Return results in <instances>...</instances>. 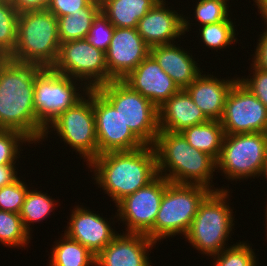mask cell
<instances>
[{
    "instance_id": "1",
    "label": "cell",
    "mask_w": 267,
    "mask_h": 266,
    "mask_svg": "<svg viewBox=\"0 0 267 266\" xmlns=\"http://www.w3.org/2000/svg\"><path fill=\"white\" fill-rule=\"evenodd\" d=\"M43 68L0 59V128L22 133L31 143L43 140L45 127L34 108V82Z\"/></svg>"
},
{
    "instance_id": "2",
    "label": "cell",
    "mask_w": 267,
    "mask_h": 266,
    "mask_svg": "<svg viewBox=\"0 0 267 266\" xmlns=\"http://www.w3.org/2000/svg\"><path fill=\"white\" fill-rule=\"evenodd\" d=\"M88 165L94 172L95 184L102 187L115 205L158 175L156 153L148 145L132 151L99 154Z\"/></svg>"
},
{
    "instance_id": "3",
    "label": "cell",
    "mask_w": 267,
    "mask_h": 266,
    "mask_svg": "<svg viewBox=\"0 0 267 266\" xmlns=\"http://www.w3.org/2000/svg\"><path fill=\"white\" fill-rule=\"evenodd\" d=\"M153 148L157 172L169 182L202 185L212 191L223 189L212 186L217 161L189 145L180 132L160 130Z\"/></svg>"
},
{
    "instance_id": "4",
    "label": "cell",
    "mask_w": 267,
    "mask_h": 266,
    "mask_svg": "<svg viewBox=\"0 0 267 266\" xmlns=\"http://www.w3.org/2000/svg\"><path fill=\"white\" fill-rule=\"evenodd\" d=\"M60 39L57 17L48 9L21 12L18 15L16 47L9 59L52 68Z\"/></svg>"
},
{
    "instance_id": "5",
    "label": "cell",
    "mask_w": 267,
    "mask_h": 266,
    "mask_svg": "<svg viewBox=\"0 0 267 266\" xmlns=\"http://www.w3.org/2000/svg\"><path fill=\"white\" fill-rule=\"evenodd\" d=\"M229 189L211 191L200 203L191 226L183 237L201 254L213 256L228 248L229 234L235 224L229 207ZM226 245V246H225Z\"/></svg>"
},
{
    "instance_id": "6",
    "label": "cell",
    "mask_w": 267,
    "mask_h": 266,
    "mask_svg": "<svg viewBox=\"0 0 267 266\" xmlns=\"http://www.w3.org/2000/svg\"><path fill=\"white\" fill-rule=\"evenodd\" d=\"M211 191L202 185L169 182L153 225V241L185 236L200 203Z\"/></svg>"
},
{
    "instance_id": "7",
    "label": "cell",
    "mask_w": 267,
    "mask_h": 266,
    "mask_svg": "<svg viewBox=\"0 0 267 266\" xmlns=\"http://www.w3.org/2000/svg\"><path fill=\"white\" fill-rule=\"evenodd\" d=\"M96 90L120 113L124 123L144 144L153 146L159 129L158 108L123 80H112Z\"/></svg>"
},
{
    "instance_id": "8",
    "label": "cell",
    "mask_w": 267,
    "mask_h": 266,
    "mask_svg": "<svg viewBox=\"0 0 267 266\" xmlns=\"http://www.w3.org/2000/svg\"><path fill=\"white\" fill-rule=\"evenodd\" d=\"M53 127V128H52ZM52 130H51V129ZM50 130V131H49ZM71 146L88 164L98 156V142L93 109V89L74 106L54 119L45 129L43 141L52 131Z\"/></svg>"
},
{
    "instance_id": "9",
    "label": "cell",
    "mask_w": 267,
    "mask_h": 266,
    "mask_svg": "<svg viewBox=\"0 0 267 266\" xmlns=\"http://www.w3.org/2000/svg\"><path fill=\"white\" fill-rule=\"evenodd\" d=\"M267 156V133L225 134L217 159L228 181L259 177Z\"/></svg>"
},
{
    "instance_id": "10",
    "label": "cell",
    "mask_w": 267,
    "mask_h": 266,
    "mask_svg": "<svg viewBox=\"0 0 267 266\" xmlns=\"http://www.w3.org/2000/svg\"><path fill=\"white\" fill-rule=\"evenodd\" d=\"M78 81L52 68H43L36 75L33 98L35 114L37 120L45 128L61 113L74 106L89 91L86 86H82L83 82Z\"/></svg>"
},
{
    "instance_id": "11",
    "label": "cell",
    "mask_w": 267,
    "mask_h": 266,
    "mask_svg": "<svg viewBox=\"0 0 267 266\" xmlns=\"http://www.w3.org/2000/svg\"><path fill=\"white\" fill-rule=\"evenodd\" d=\"M52 69L83 81L88 89H96L113 80L108 73L105 52L87 39L62 42Z\"/></svg>"
},
{
    "instance_id": "12",
    "label": "cell",
    "mask_w": 267,
    "mask_h": 266,
    "mask_svg": "<svg viewBox=\"0 0 267 266\" xmlns=\"http://www.w3.org/2000/svg\"><path fill=\"white\" fill-rule=\"evenodd\" d=\"M169 181L157 175L143 188L138 189L120 200L115 206L114 216L121 220L125 226L124 233L145 234L153 240V225L156 220L164 191Z\"/></svg>"
},
{
    "instance_id": "13",
    "label": "cell",
    "mask_w": 267,
    "mask_h": 266,
    "mask_svg": "<svg viewBox=\"0 0 267 266\" xmlns=\"http://www.w3.org/2000/svg\"><path fill=\"white\" fill-rule=\"evenodd\" d=\"M220 122L224 134L267 133V108L238 80L227 96Z\"/></svg>"
},
{
    "instance_id": "14",
    "label": "cell",
    "mask_w": 267,
    "mask_h": 266,
    "mask_svg": "<svg viewBox=\"0 0 267 266\" xmlns=\"http://www.w3.org/2000/svg\"><path fill=\"white\" fill-rule=\"evenodd\" d=\"M93 109L98 155L145 146L124 123L120 113L96 89H93Z\"/></svg>"
},
{
    "instance_id": "15",
    "label": "cell",
    "mask_w": 267,
    "mask_h": 266,
    "mask_svg": "<svg viewBox=\"0 0 267 266\" xmlns=\"http://www.w3.org/2000/svg\"><path fill=\"white\" fill-rule=\"evenodd\" d=\"M166 2L160 0L138 21V34L150 48L176 43V39L193 26L187 16L178 14V10H170Z\"/></svg>"
},
{
    "instance_id": "16",
    "label": "cell",
    "mask_w": 267,
    "mask_h": 266,
    "mask_svg": "<svg viewBox=\"0 0 267 266\" xmlns=\"http://www.w3.org/2000/svg\"><path fill=\"white\" fill-rule=\"evenodd\" d=\"M149 54L150 47L137 28H115L105 53L109 76L113 80H122Z\"/></svg>"
},
{
    "instance_id": "17",
    "label": "cell",
    "mask_w": 267,
    "mask_h": 266,
    "mask_svg": "<svg viewBox=\"0 0 267 266\" xmlns=\"http://www.w3.org/2000/svg\"><path fill=\"white\" fill-rule=\"evenodd\" d=\"M71 212L63 234L81 243L95 256L119 234L112 228L111 223L106 221L107 218L82 205L76 206Z\"/></svg>"
},
{
    "instance_id": "18",
    "label": "cell",
    "mask_w": 267,
    "mask_h": 266,
    "mask_svg": "<svg viewBox=\"0 0 267 266\" xmlns=\"http://www.w3.org/2000/svg\"><path fill=\"white\" fill-rule=\"evenodd\" d=\"M122 80L157 108L180 90L151 54Z\"/></svg>"
},
{
    "instance_id": "19",
    "label": "cell",
    "mask_w": 267,
    "mask_h": 266,
    "mask_svg": "<svg viewBox=\"0 0 267 266\" xmlns=\"http://www.w3.org/2000/svg\"><path fill=\"white\" fill-rule=\"evenodd\" d=\"M156 243L145 234L120 233L96 255L95 266H151L148 254Z\"/></svg>"
},
{
    "instance_id": "20",
    "label": "cell",
    "mask_w": 267,
    "mask_h": 266,
    "mask_svg": "<svg viewBox=\"0 0 267 266\" xmlns=\"http://www.w3.org/2000/svg\"><path fill=\"white\" fill-rule=\"evenodd\" d=\"M200 74L185 90L208 120L220 121L227 96L239 78L219 79Z\"/></svg>"
},
{
    "instance_id": "21",
    "label": "cell",
    "mask_w": 267,
    "mask_h": 266,
    "mask_svg": "<svg viewBox=\"0 0 267 266\" xmlns=\"http://www.w3.org/2000/svg\"><path fill=\"white\" fill-rule=\"evenodd\" d=\"M158 111L159 129L164 131L181 132L185 128L208 121L185 89L172 95Z\"/></svg>"
},
{
    "instance_id": "22",
    "label": "cell",
    "mask_w": 267,
    "mask_h": 266,
    "mask_svg": "<svg viewBox=\"0 0 267 266\" xmlns=\"http://www.w3.org/2000/svg\"><path fill=\"white\" fill-rule=\"evenodd\" d=\"M181 48L175 43L157 45L150 48V54L177 86L185 89L203 72L192 54Z\"/></svg>"
},
{
    "instance_id": "23",
    "label": "cell",
    "mask_w": 267,
    "mask_h": 266,
    "mask_svg": "<svg viewBox=\"0 0 267 266\" xmlns=\"http://www.w3.org/2000/svg\"><path fill=\"white\" fill-rule=\"evenodd\" d=\"M160 0H100L101 13L115 28H137L138 21Z\"/></svg>"
},
{
    "instance_id": "24",
    "label": "cell",
    "mask_w": 267,
    "mask_h": 266,
    "mask_svg": "<svg viewBox=\"0 0 267 266\" xmlns=\"http://www.w3.org/2000/svg\"><path fill=\"white\" fill-rule=\"evenodd\" d=\"M180 133L189 145L207 153L217 161L225 135L220 121L208 120L205 123L185 128Z\"/></svg>"
},
{
    "instance_id": "25",
    "label": "cell",
    "mask_w": 267,
    "mask_h": 266,
    "mask_svg": "<svg viewBox=\"0 0 267 266\" xmlns=\"http://www.w3.org/2000/svg\"><path fill=\"white\" fill-rule=\"evenodd\" d=\"M101 12L100 0H92L85 8L72 15L57 18L60 43L87 39L94 19Z\"/></svg>"
},
{
    "instance_id": "26",
    "label": "cell",
    "mask_w": 267,
    "mask_h": 266,
    "mask_svg": "<svg viewBox=\"0 0 267 266\" xmlns=\"http://www.w3.org/2000/svg\"><path fill=\"white\" fill-rule=\"evenodd\" d=\"M53 246L49 266H95L96 256L66 234Z\"/></svg>"
},
{
    "instance_id": "27",
    "label": "cell",
    "mask_w": 267,
    "mask_h": 266,
    "mask_svg": "<svg viewBox=\"0 0 267 266\" xmlns=\"http://www.w3.org/2000/svg\"><path fill=\"white\" fill-rule=\"evenodd\" d=\"M56 202L58 201H54L47 193L44 194L42 191L28 189L19 215L22 218L25 230L29 234L32 233L30 232L32 231V228H30L31 223L34 224L47 218L55 209V205H58Z\"/></svg>"
},
{
    "instance_id": "28",
    "label": "cell",
    "mask_w": 267,
    "mask_h": 266,
    "mask_svg": "<svg viewBox=\"0 0 267 266\" xmlns=\"http://www.w3.org/2000/svg\"><path fill=\"white\" fill-rule=\"evenodd\" d=\"M18 11L11 0L0 1V57L9 58L16 47Z\"/></svg>"
},
{
    "instance_id": "29",
    "label": "cell",
    "mask_w": 267,
    "mask_h": 266,
    "mask_svg": "<svg viewBox=\"0 0 267 266\" xmlns=\"http://www.w3.org/2000/svg\"><path fill=\"white\" fill-rule=\"evenodd\" d=\"M31 235L25 230L19 214L0 210V243L2 245L24 248L30 243Z\"/></svg>"
},
{
    "instance_id": "30",
    "label": "cell",
    "mask_w": 267,
    "mask_h": 266,
    "mask_svg": "<svg viewBox=\"0 0 267 266\" xmlns=\"http://www.w3.org/2000/svg\"><path fill=\"white\" fill-rule=\"evenodd\" d=\"M235 26L231 18L215 24L203 25L199 28L201 41L211 50L217 51L229 47L228 45L238 41L235 36Z\"/></svg>"
},
{
    "instance_id": "31",
    "label": "cell",
    "mask_w": 267,
    "mask_h": 266,
    "mask_svg": "<svg viewBox=\"0 0 267 266\" xmlns=\"http://www.w3.org/2000/svg\"><path fill=\"white\" fill-rule=\"evenodd\" d=\"M253 250L251 244L240 241L213 255L212 264L213 266H256L257 257Z\"/></svg>"
},
{
    "instance_id": "32",
    "label": "cell",
    "mask_w": 267,
    "mask_h": 266,
    "mask_svg": "<svg viewBox=\"0 0 267 266\" xmlns=\"http://www.w3.org/2000/svg\"><path fill=\"white\" fill-rule=\"evenodd\" d=\"M229 0H198L196 3L195 17L200 26L215 24L220 21H226L229 15ZM228 2V3H227Z\"/></svg>"
},
{
    "instance_id": "33",
    "label": "cell",
    "mask_w": 267,
    "mask_h": 266,
    "mask_svg": "<svg viewBox=\"0 0 267 266\" xmlns=\"http://www.w3.org/2000/svg\"><path fill=\"white\" fill-rule=\"evenodd\" d=\"M32 144L22 133L14 130L0 131V164H15L19 158L21 145ZM20 150V151H19ZM16 160V161H15Z\"/></svg>"
},
{
    "instance_id": "34",
    "label": "cell",
    "mask_w": 267,
    "mask_h": 266,
    "mask_svg": "<svg viewBox=\"0 0 267 266\" xmlns=\"http://www.w3.org/2000/svg\"><path fill=\"white\" fill-rule=\"evenodd\" d=\"M27 183L16 180L14 183L0 188V210L19 214L28 191Z\"/></svg>"
},
{
    "instance_id": "35",
    "label": "cell",
    "mask_w": 267,
    "mask_h": 266,
    "mask_svg": "<svg viewBox=\"0 0 267 266\" xmlns=\"http://www.w3.org/2000/svg\"><path fill=\"white\" fill-rule=\"evenodd\" d=\"M115 27L100 12L94 19L87 40L96 48L107 52Z\"/></svg>"
},
{
    "instance_id": "36",
    "label": "cell",
    "mask_w": 267,
    "mask_h": 266,
    "mask_svg": "<svg viewBox=\"0 0 267 266\" xmlns=\"http://www.w3.org/2000/svg\"><path fill=\"white\" fill-rule=\"evenodd\" d=\"M252 76L247 78L238 77L239 81L254 94L267 108V71L258 68L253 62L250 67Z\"/></svg>"
},
{
    "instance_id": "37",
    "label": "cell",
    "mask_w": 267,
    "mask_h": 266,
    "mask_svg": "<svg viewBox=\"0 0 267 266\" xmlns=\"http://www.w3.org/2000/svg\"><path fill=\"white\" fill-rule=\"evenodd\" d=\"M92 0H50L47 9L57 18L72 15L85 8Z\"/></svg>"
},
{
    "instance_id": "38",
    "label": "cell",
    "mask_w": 267,
    "mask_h": 266,
    "mask_svg": "<svg viewBox=\"0 0 267 266\" xmlns=\"http://www.w3.org/2000/svg\"><path fill=\"white\" fill-rule=\"evenodd\" d=\"M258 44L256 43V51L253 54L252 62L263 70L267 71V25L265 31L259 35Z\"/></svg>"
},
{
    "instance_id": "39",
    "label": "cell",
    "mask_w": 267,
    "mask_h": 266,
    "mask_svg": "<svg viewBox=\"0 0 267 266\" xmlns=\"http://www.w3.org/2000/svg\"><path fill=\"white\" fill-rule=\"evenodd\" d=\"M18 13L47 9L50 0H11Z\"/></svg>"
},
{
    "instance_id": "40",
    "label": "cell",
    "mask_w": 267,
    "mask_h": 266,
    "mask_svg": "<svg viewBox=\"0 0 267 266\" xmlns=\"http://www.w3.org/2000/svg\"><path fill=\"white\" fill-rule=\"evenodd\" d=\"M16 168L15 164H0V188L8 186L19 179Z\"/></svg>"
},
{
    "instance_id": "41",
    "label": "cell",
    "mask_w": 267,
    "mask_h": 266,
    "mask_svg": "<svg viewBox=\"0 0 267 266\" xmlns=\"http://www.w3.org/2000/svg\"><path fill=\"white\" fill-rule=\"evenodd\" d=\"M254 5H257L258 12L261 14L262 20H264V23L267 25V0H253ZM260 10V11H259Z\"/></svg>"
},
{
    "instance_id": "42",
    "label": "cell",
    "mask_w": 267,
    "mask_h": 266,
    "mask_svg": "<svg viewBox=\"0 0 267 266\" xmlns=\"http://www.w3.org/2000/svg\"><path fill=\"white\" fill-rule=\"evenodd\" d=\"M259 176H264V178L267 179V156Z\"/></svg>"
},
{
    "instance_id": "43",
    "label": "cell",
    "mask_w": 267,
    "mask_h": 266,
    "mask_svg": "<svg viewBox=\"0 0 267 266\" xmlns=\"http://www.w3.org/2000/svg\"><path fill=\"white\" fill-rule=\"evenodd\" d=\"M265 217H266V219H265V220H266V221H265V223H266V224H265V225H266V226H265L266 229H265V230H267V204H266V209H265ZM266 237H267V234H266Z\"/></svg>"
}]
</instances>
